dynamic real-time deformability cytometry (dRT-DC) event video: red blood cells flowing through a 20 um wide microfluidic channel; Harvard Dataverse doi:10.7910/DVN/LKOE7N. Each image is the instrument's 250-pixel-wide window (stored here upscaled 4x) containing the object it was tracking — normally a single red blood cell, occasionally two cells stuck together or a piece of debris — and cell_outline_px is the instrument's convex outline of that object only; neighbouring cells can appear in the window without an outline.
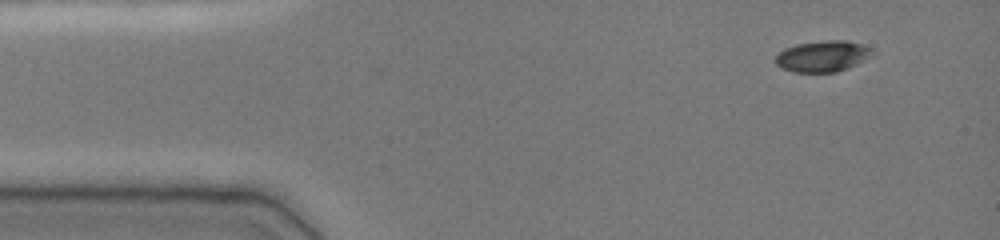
{"species": "common noctule bat (a hibernating species)", "species_latin": "Nyctalus noctula", "temperature_condition": "cold", "stored_images_in_passage": 45, "camera_frame_rate_fps": 3000, "um_per_image_px": 0.085, "animal": {"sex": "female", "body_mass_g": 19.0, "forearm_length_mm": 51.5}, "frame": {"image": 1, "passage_image": 1, "time_ms": 0.0, "image_size_px": [1000, 240], "cell_outline_px": [[876, 56], [848, 68], [836, 72], [792, 72], [780, 68], [776, 64], [776, 56], [784, 48], [796, 44], [828, 40], [848, 40], [860, 44], [876, 52]], "centroid_in_image_um": [69.97, 4.79], "position_along_channel_um": 15.0, "area_um2": 17.8}}
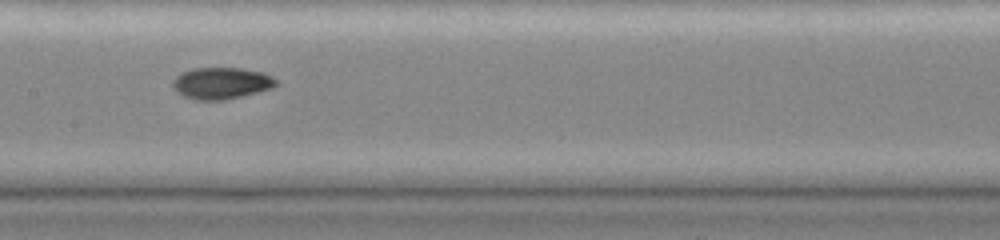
{"frame": {"image": 2, "passage_image": 21, "time_ms": 6.667, "image_size_px": [1000, 240], "cell_outline_px": [[280, 84], [272, 88], [224, 100], [196, 100], [184, 96], [176, 92], [172, 88], [172, 80], [176, 76], [192, 68], [240, 68], [264, 72], [272, 76]], "centroid_in_image_um": [18.81, 7.07], "position_along_channel_um": 188.6, "area_um2": 19.13}}
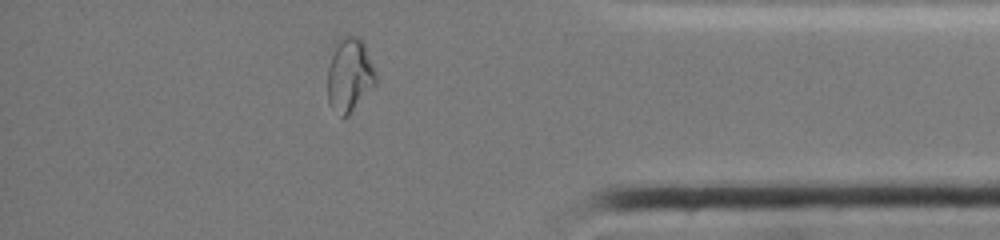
{"frame": {"image": 3, "passage_image": 39, "time_ms": 12.667, "image_size_px": [1000, 240], "cell_outline_px": [[380, 80], [348, 116], [340, 116], [328, 100], [328, 68], [332, 44], [340, 36], [356, 36], [364, 44]], "centroid_in_image_um": [29.72, 6.33], "position_along_channel_um": 405.5, "area_um2": 21.15}, "authors_computed_cell_mechanics": {"area_um2": 18.6694, "velocity_mm_per_s": 3.8629, "shape_relaxation_time_tau1_ms": null, "shape_relaxation_time_tau2_ms": 1.1688, "deformation_change_tau1": null, "deformation_change_tau2": 0.0434}}